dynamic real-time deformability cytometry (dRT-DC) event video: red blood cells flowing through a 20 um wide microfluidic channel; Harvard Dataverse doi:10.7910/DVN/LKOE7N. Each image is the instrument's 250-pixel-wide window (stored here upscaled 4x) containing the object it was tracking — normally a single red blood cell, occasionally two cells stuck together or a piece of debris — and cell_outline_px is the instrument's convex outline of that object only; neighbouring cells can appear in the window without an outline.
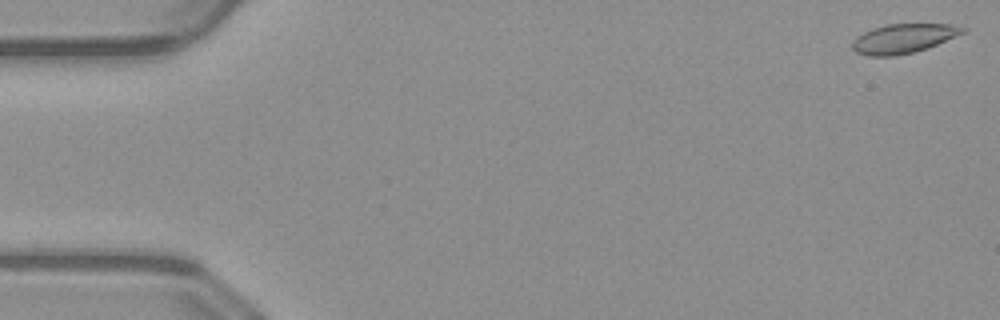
{"species": "common noctule bat (a hibernating species)", "species_latin": "Nyctalus noctula", "temperature_condition": "warm", "stored_images_in_passage": 51, "camera_frame_rate_fps": 3000, "um_per_image_px": 0.085, "animal": {"sex": "male", "body_mass_g": 23.1, "forearm_length_mm": 52.7}, "frame": {"image": 1, "passage_image": 1, "time_ms": 0.0, "image_size_px": [1000, 320], "cell_outline_px": [[968, 28], [964, 32], [928, 48], [896, 56], [868, 56], [856, 52], [852, 48], [852, 40], [856, 36], [872, 28], [884, 24], [952, 24]], "centroid_in_image_um": [76.75, 3.27], "position_along_channel_um": 8.2, "area_um2": 18.9}}
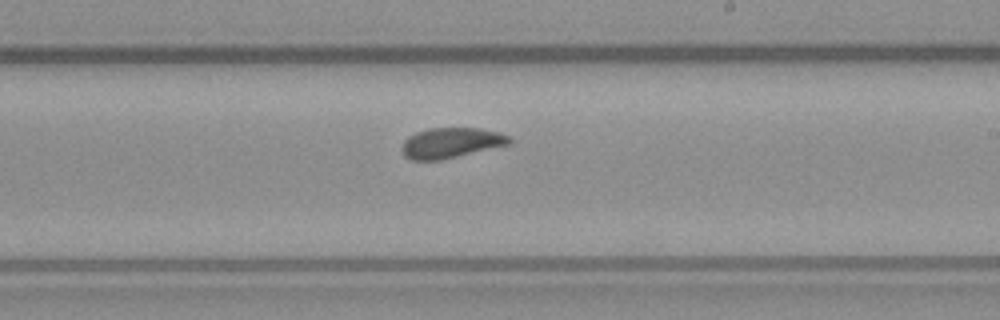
{"frame": {"image": 2, "passage_image": 30, "time_ms": 9.667, "image_size_px": [1000, 320], "cell_outline_px": [[512, 144], [440, 160], [412, 160], [404, 156], [400, 148], [404, 140], [408, 136], [416, 132], [428, 128], [480, 128], [500, 132], [508, 136], [512, 140]], "centroid_in_image_um": [38.33, 12.14], "position_along_channel_um": 250.7, "area_um2": 19.19}}
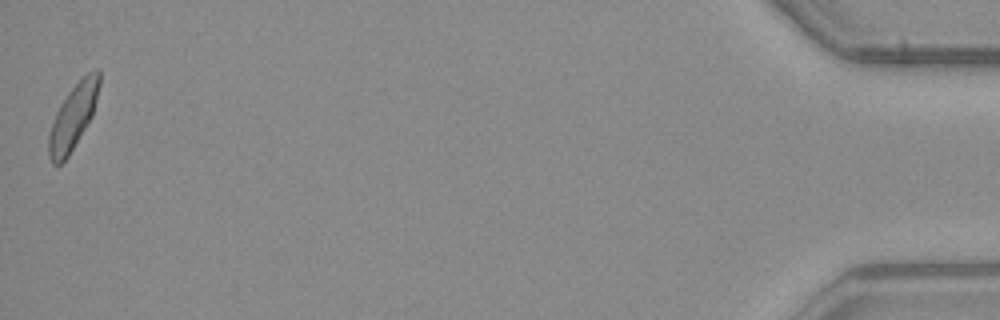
{"frame": {"image": 3, "passage_image": 51, "time_ms": 16.667, "image_size_px": [1000, 320], "cell_outline_px": [[100, 84], [92, 116], [68, 156], [60, 164], [52, 164], [48, 156], [48, 136], [56, 112], [60, 104], [68, 92], [88, 72], [96, 68], [100, 72]], "centroid_in_image_um": [6.2, 9.93], "position_along_channel_um": 429.0, "area_um2": 18.84}, "authors_computed_cell_mechanics": {"area_um2": 19.1896, "velocity_mm_per_s": 4.0141, "shape_relaxation_time_tau1_ms": 5.3853, "shape_relaxation_time_tau2_ms": 2.4146, "deformation_change_tau1": 0.1131, "deformation_change_tau2": 0.066}}